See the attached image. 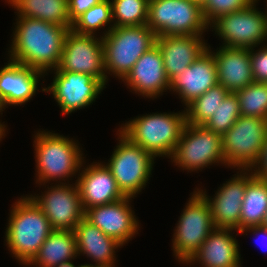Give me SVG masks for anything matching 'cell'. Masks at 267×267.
I'll list each match as a JSON object with an SVG mask.
<instances>
[{
    "mask_svg": "<svg viewBox=\"0 0 267 267\" xmlns=\"http://www.w3.org/2000/svg\"><path fill=\"white\" fill-rule=\"evenodd\" d=\"M258 1L245 9L221 15L209 25L223 40L221 46L256 48L267 42V11L258 10Z\"/></svg>",
    "mask_w": 267,
    "mask_h": 267,
    "instance_id": "8fae6325",
    "label": "cell"
},
{
    "mask_svg": "<svg viewBox=\"0 0 267 267\" xmlns=\"http://www.w3.org/2000/svg\"><path fill=\"white\" fill-rule=\"evenodd\" d=\"M241 116L237 95L229 93L213 113V116L204 124L206 128L223 135Z\"/></svg>",
    "mask_w": 267,
    "mask_h": 267,
    "instance_id": "1f68e13d",
    "label": "cell"
},
{
    "mask_svg": "<svg viewBox=\"0 0 267 267\" xmlns=\"http://www.w3.org/2000/svg\"><path fill=\"white\" fill-rule=\"evenodd\" d=\"M267 212V180L253 177L246 186L240 213V230L262 225Z\"/></svg>",
    "mask_w": 267,
    "mask_h": 267,
    "instance_id": "4316f807",
    "label": "cell"
},
{
    "mask_svg": "<svg viewBox=\"0 0 267 267\" xmlns=\"http://www.w3.org/2000/svg\"><path fill=\"white\" fill-rule=\"evenodd\" d=\"M217 84L215 59L207 49L190 66L170 81L169 91L175 92L183 105L187 106Z\"/></svg>",
    "mask_w": 267,
    "mask_h": 267,
    "instance_id": "d6986e66",
    "label": "cell"
},
{
    "mask_svg": "<svg viewBox=\"0 0 267 267\" xmlns=\"http://www.w3.org/2000/svg\"><path fill=\"white\" fill-rule=\"evenodd\" d=\"M105 26H108V28L104 30L101 37H104L114 28L110 0H103L84 12L72 23L71 30L81 35L97 36L96 31L101 28L104 29Z\"/></svg>",
    "mask_w": 267,
    "mask_h": 267,
    "instance_id": "f1b7e54d",
    "label": "cell"
},
{
    "mask_svg": "<svg viewBox=\"0 0 267 267\" xmlns=\"http://www.w3.org/2000/svg\"><path fill=\"white\" fill-rule=\"evenodd\" d=\"M35 134L33 146L36 159V184L44 186L51 181L69 183V179L79 173L85 160L82 148L73 138L53 131L41 130Z\"/></svg>",
    "mask_w": 267,
    "mask_h": 267,
    "instance_id": "3957f363",
    "label": "cell"
},
{
    "mask_svg": "<svg viewBox=\"0 0 267 267\" xmlns=\"http://www.w3.org/2000/svg\"><path fill=\"white\" fill-rule=\"evenodd\" d=\"M84 163L86 162L83 161L82 170L75 180L84 211L125 198L103 162H93L88 166L85 164V167Z\"/></svg>",
    "mask_w": 267,
    "mask_h": 267,
    "instance_id": "ac0fdd59",
    "label": "cell"
},
{
    "mask_svg": "<svg viewBox=\"0 0 267 267\" xmlns=\"http://www.w3.org/2000/svg\"><path fill=\"white\" fill-rule=\"evenodd\" d=\"M234 233L231 228H215L186 264L198 262L202 267H241L239 244Z\"/></svg>",
    "mask_w": 267,
    "mask_h": 267,
    "instance_id": "603a6c76",
    "label": "cell"
},
{
    "mask_svg": "<svg viewBox=\"0 0 267 267\" xmlns=\"http://www.w3.org/2000/svg\"><path fill=\"white\" fill-rule=\"evenodd\" d=\"M250 170L253 176L262 180H267V136L258 160Z\"/></svg>",
    "mask_w": 267,
    "mask_h": 267,
    "instance_id": "d590c367",
    "label": "cell"
},
{
    "mask_svg": "<svg viewBox=\"0 0 267 267\" xmlns=\"http://www.w3.org/2000/svg\"><path fill=\"white\" fill-rule=\"evenodd\" d=\"M155 44L162 54L169 81L190 66L207 50L208 45L201 35L159 36Z\"/></svg>",
    "mask_w": 267,
    "mask_h": 267,
    "instance_id": "7402d4cb",
    "label": "cell"
},
{
    "mask_svg": "<svg viewBox=\"0 0 267 267\" xmlns=\"http://www.w3.org/2000/svg\"><path fill=\"white\" fill-rule=\"evenodd\" d=\"M5 231V243L19 264L27 265L53 228L44 212L28 196L13 203Z\"/></svg>",
    "mask_w": 267,
    "mask_h": 267,
    "instance_id": "7a4b0ae2",
    "label": "cell"
},
{
    "mask_svg": "<svg viewBox=\"0 0 267 267\" xmlns=\"http://www.w3.org/2000/svg\"><path fill=\"white\" fill-rule=\"evenodd\" d=\"M207 49L215 59L218 84L230 93H236L254 82L250 48L220 46L213 52L208 45Z\"/></svg>",
    "mask_w": 267,
    "mask_h": 267,
    "instance_id": "44dd1931",
    "label": "cell"
},
{
    "mask_svg": "<svg viewBox=\"0 0 267 267\" xmlns=\"http://www.w3.org/2000/svg\"><path fill=\"white\" fill-rule=\"evenodd\" d=\"M103 0H68V13L70 22L73 23L84 12Z\"/></svg>",
    "mask_w": 267,
    "mask_h": 267,
    "instance_id": "e575fe53",
    "label": "cell"
},
{
    "mask_svg": "<svg viewBox=\"0 0 267 267\" xmlns=\"http://www.w3.org/2000/svg\"><path fill=\"white\" fill-rule=\"evenodd\" d=\"M72 260H74V259L63 261V262L59 263L58 265H56L55 267H83L84 266L83 264L75 266L74 263L72 262Z\"/></svg>",
    "mask_w": 267,
    "mask_h": 267,
    "instance_id": "74e56055",
    "label": "cell"
},
{
    "mask_svg": "<svg viewBox=\"0 0 267 267\" xmlns=\"http://www.w3.org/2000/svg\"><path fill=\"white\" fill-rule=\"evenodd\" d=\"M15 24L8 50L9 59L40 70L45 75L56 69L60 65L64 40L71 27L18 16Z\"/></svg>",
    "mask_w": 267,
    "mask_h": 267,
    "instance_id": "6da1fadb",
    "label": "cell"
},
{
    "mask_svg": "<svg viewBox=\"0 0 267 267\" xmlns=\"http://www.w3.org/2000/svg\"><path fill=\"white\" fill-rule=\"evenodd\" d=\"M146 25L157 37L202 36L209 30V25L203 17L202 7L191 0H149Z\"/></svg>",
    "mask_w": 267,
    "mask_h": 267,
    "instance_id": "52a82bcc",
    "label": "cell"
},
{
    "mask_svg": "<svg viewBox=\"0 0 267 267\" xmlns=\"http://www.w3.org/2000/svg\"><path fill=\"white\" fill-rule=\"evenodd\" d=\"M6 133L0 128V141L5 137Z\"/></svg>",
    "mask_w": 267,
    "mask_h": 267,
    "instance_id": "60d3db41",
    "label": "cell"
},
{
    "mask_svg": "<svg viewBox=\"0 0 267 267\" xmlns=\"http://www.w3.org/2000/svg\"><path fill=\"white\" fill-rule=\"evenodd\" d=\"M78 256L74 231L53 230L41 245L38 253L26 265L34 267H55L63 261Z\"/></svg>",
    "mask_w": 267,
    "mask_h": 267,
    "instance_id": "d4e9b609",
    "label": "cell"
},
{
    "mask_svg": "<svg viewBox=\"0 0 267 267\" xmlns=\"http://www.w3.org/2000/svg\"><path fill=\"white\" fill-rule=\"evenodd\" d=\"M173 160V161H172ZM171 161L188 172L202 171L203 168L226 161L222 150V135L209 130L204 125L186 124Z\"/></svg>",
    "mask_w": 267,
    "mask_h": 267,
    "instance_id": "9c48e42d",
    "label": "cell"
},
{
    "mask_svg": "<svg viewBox=\"0 0 267 267\" xmlns=\"http://www.w3.org/2000/svg\"><path fill=\"white\" fill-rule=\"evenodd\" d=\"M185 110L182 112L150 113L123 123L118 130L132 143L156 157L173 155L186 126Z\"/></svg>",
    "mask_w": 267,
    "mask_h": 267,
    "instance_id": "277c9868",
    "label": "cell"
},
{
    "mask_svg": "<svg viewBox=\"0 0 267 267\" xmlns=\"http://www.w3.org/2000/svg\"><path fill=\"white\" fill-rule=\"evenodd\" d=\"M247 232L248 233H251L254 234V235H260V236H263L264 239L267 238V228L262 226V225H259V226H253V227H249V228H245V229H242L239 231L238 234H243L245 233L247 235ZM263 242V241H262ZM266 247H267V244H266Z\"/></svg>",
    "mask_w": 267,
    "mask_h": 267,
    "instance_id": "8d00e7d4",
    "label": "cell"
},
{
    "mask_svg": "<svg viewBox=\"0 0 267 267\" xmlns=\"http://www.w3.org/2000/svg\"><path fill=\"white\" fill-rule=\"evenodd\" d=\"M114 27L147 24L149 0H110Z\"/></svg>",
    "mask_w": 267,
    "mask_h": 267,
    "instance_id": "f546056e",
    "label": "cell"
},
{
    "mask_svg": "<svg viewBox=\"0 0 267 267\" xmlns=\"http://www.w3.org/2000/svg\"><path fill=\"white\" fill-rule=\"evenodd\" d=\"M236 174L218 187L213 198L203 189L197 187L196 189L208 201L215 228H231L239 232L241 206L246 186L254 176L250 169H239Z\"/></svg>",
    "mask_w": 267,
    "mask_h": 267,
    "instance_id": "9a60e30c",
    "label": "cell"
},
{
    "mask_svg": "<svg viewBox=\"0 0 267 267\" xmlns=\"http://www.w3.org/2000/svg\"><path fill=\"white\" fill-rule=\"evenodd\" d=\"M4 109H6V107L4 106V103H3L2 99L0 98V112H1L0 114H3L2 112L4 111ZM4 123H5V122L2 123V122L0 121V128L6 133V131H7V130H6V129H7L6 126H7V125H5Z\"/></svg>",
    "mask_w": 267,
    "mask_h": 267,
    "instance_id": "f35d334b",
    "label": "cell"
},
{
    "mask_svg": "<svg viewBox=\"0 0 267 267\" xmlns=\"http://www.w3.org/2000/svg\"><path fill=\"white\" fill-rule=\"evenodd\" d=\"M117 135L119 142L108 162L104 164L111 171L123 195L134 199L145 189L156 159L151 153L132 143L119 130Z\"/></svg>",
    "mask_w": 267,
    "mask_h": 267,
    "instance_id": "8992f818",
    "label": "cell"
},
{
    "mask_svg": "<svg viewBox=\"0 0 267 267\" xmlns=\"http://www.w3.org/2000/svg\"><path fill=\"white\" fill-rule=\"evenodd\" d=\"M229 93L226 88L217 84L197 97L184 107L187 124L204 125Z\"/></svg>",
    "mask_w": 267,
    "mask_h": 267,
    "instance_id": "83f0119b",
    "label": "cell"
},
{
    "mask_svg": "<svg viewBox=\"0 0 267 267\" xmlns=\"http://www.w3.org/2000/svg\"><path fill=\"white\" fill-rule=\"evenodd\" d=\"M122 81L131 92L148 99H155L169 90L170 81L159 47L155 44L141 55Z\"/></svg>",
    "mask_w": 267,
    "mask_h": 267,
    "instance_id": "e0dca14e",
    "label": "cell"
},
{
    "mask_svg": "<svg viewBox=\"0 0 267 267\" xmlns=\"http://www.w3.org/2000/svg\"><path fill=\"white\" fill-rule=\"evenodd\" d=\"M255 0H207L202 6L205 22L210 25L219 16L245 9Z\"/></svg>",
    "mask_w": 267,
    "mask_h": 267,
    "instance_id": "d6a6232c",
    "label": "cell"
},
{
    "mask_svg": "<svg viewBox=\"0 0 267 267\" xmlns=\"http://www.w3.org/2000/svg\"><path fill=\"white\" fill-rule=\"evenodd\" d=\"M214 229L208 201L195 189L180 215L172 237L171 250L177 261L186 264Z\"/></svg>",
    "mask_w": 267,
    "mask_h": 267,
    "instance_id": "ba28073f",
    "label": "cell"
},
{
    "mask_svg": "<svg viewBox=\"0 0 267 267\" xmlns=\"http://www.w3.org/2000/svg\"><path fill=\"white\" fill-rule=\"evenodd\" d=\"M191 1L197 3L198 5L202 7L206 3L207 0H191Z\"/></svg>",
    "mask_w": 267,
    "mask_h": 267,
    "instance_id": "ab89813d",
    "label": "cell"
},
{
    "mask_svg": "<svg viewBox=\"0 0 267 267\" xmlns=\"http://www.w3.org/2000/svg\"><path fill=\"white\" fill-rule=\"evenodd\" d=\"M57 71L80 72L99 79L105 86V59L102 37L81 35L70 30L64 40Z\"/></svg>",
    "mask_w": 267,
    "mask_h": 267,
    "instance_id": "4fadbf2b",
    "label": "cell"
},
{
    "mask_svg": "<svg viewBox=\"0 0 267 267\" xmlns=\"http://www.w3.org/2000/svg\"><path fill=\"white\" fill-rule=\"evenodd\" d=\"M262 226L266 227L267 228V212L265 214V218H264V221L262 223Z\"/></svg>",
    "mask_w": 267,
    "mask_h": 267,
    "instance_id": "b9f144b4",
    "label": "cell"
},
{
    "mask_svg": "<svg viewBox=\"0 0 267 267\" xmlns=\"http://www.w3.org/2000/svg\"><path fill=\"white\" fill-rule=\"evenodd\" d=\"M156 34L146 25L114 27L102 37L105 73L123 80L135 62L156 43Z\"/></svg>",
    "mask_w": 267,
    "mask_h": 267,
    "instance_id": "5b68a950",
    "label": "cell"
},
{
    "mask_svg": "<svg viewBox=\"0 0 267 267\" xmlns=\"http://www.w3.org/2000/svg\"><path fill=\"white\" fill-rule=\"evenodd\" d=\"M267 136V119L240 116L222 135V150L229 168L251 169Z\"/></svg>",
    "mask_w": 267,
    "mask_h": 267,
    "instance_id": "30bf717a",
    "label": "cell"
},
{
    "mask_svg": "<svg viewBox=\"0 0 267 267\" xmlns=\"http://www.w3.org/2000/svg\"><path fill=\"white\" fill-rule=\"evenodd\" d=\"M250 48V61L254 82L267 83V44L258 50Z\"/></svg>",
    "mask_w": 267,
    "mask_h": 267,
    "instance_id": "836d02e7",
    "label": "cell"
},
{
    "mask_svg": "<svg viewBox=\"0 0 267 267\" xmlns=\"http://www.w3.org/2000/svg\"><path fill=\"white\" fill-rule=\"evenodd\" d=\"M51 85L42 87L56 100L63 115L87 108L96 101L106 86L91 75L54 69Z\"/></svg>",
    "mask_w": 267,
    "mask_h": 267,
    "instance_id": "5bb4252c",
    "label": "cell"
},
{
    "mask_svg": "<svg viewBox=\"0 0 267 267\" xmlns=\"http://www.w3.org/2000/svg\"><path fill=\"white\" fill-rule=\"evenodd\" d=\"M131 201L132 197H125L112 203L91 207L85 211V218L105 235L124 246L140 230Z\"/></svg>",
    "mask_w": 267,
    "mask_h": 267,
    "instance_id": "2e32d148",
    "label": "cell"
},
{
    "mask_svg": "<svg viewBox=\"0 0 267 267\" xmlns=\"http://www.w3.org/2000/svg\"><path fill=\"white\" fill-rule=\"evenodd\" d=\"M78 256L85 255L95 264H83L85 267H115L116 251L123 245L114 238L105 235L85 217L75 227Z\"/></svg>",
    "mask_w": 267,
    "mask_h": 267,
    "instance_id": "cb8c5ba5",
    "label": "cell"
},
{
    "mask_svg": "<svg viewBox=\"0 0 267 267\" xmlns=\"http://www.w3.org/2000/svg\"><path fill=\"white\" fill-rule=\"evenodd\" d=\"M41 195H28L44 212L53 230L74 231L85 217L82 201L76 183L47 185Z\"/></svg>",
    "mask_w": 267,
    "mask_h": 267,
    "instance_id": "7c38bea8",
    "label": "cell"
},
{
    "mask_svg": "<svg viewBox=\"0 0 267 267\" xmlns=\"http://www.w3.org/2000/svg\"><path fill=\"white\" fill-rule=\"evenodd\" d=\"M16 10L18 17L40 19L45 22L72 27L68 0H5Z\"/></svg>",
    "mask_w": 267,
    "mask_h": 267,
    "instance_id": "484cf974",
    "label": "cell"
},
{
    "mask_svg": "<svg viewBox=\"0 0 267 267\" xmlns=\"http://www.w3.org/2000/svg\"><path fill=\"white\" fill-rule=\"evenodd\" d=\"M7 62L0 68V98L6 108L26 104L39 91L38 83L45 74L10 59Z\"/></svg>",
    "mask_w": 267,
    "mask_h": 267,
    "instance_id": "ffe728a7",
    "label": "cell"
},
{
    "mask_svg": "<svg viewBox=\"0 0 267 267\" xmlns=\"http://www.w3.org/2000/svg\"><path fill=\"white\" fill-rule=\"evenodd\" d=\"M235 94L241 116L267 119V83L253 82Z\"/></svg>",
    "mask_w": 267,
    "mask_h": 267,
    "instance_id": "4dcf8cb0",
    "label": "cell"
}]
</instances>
